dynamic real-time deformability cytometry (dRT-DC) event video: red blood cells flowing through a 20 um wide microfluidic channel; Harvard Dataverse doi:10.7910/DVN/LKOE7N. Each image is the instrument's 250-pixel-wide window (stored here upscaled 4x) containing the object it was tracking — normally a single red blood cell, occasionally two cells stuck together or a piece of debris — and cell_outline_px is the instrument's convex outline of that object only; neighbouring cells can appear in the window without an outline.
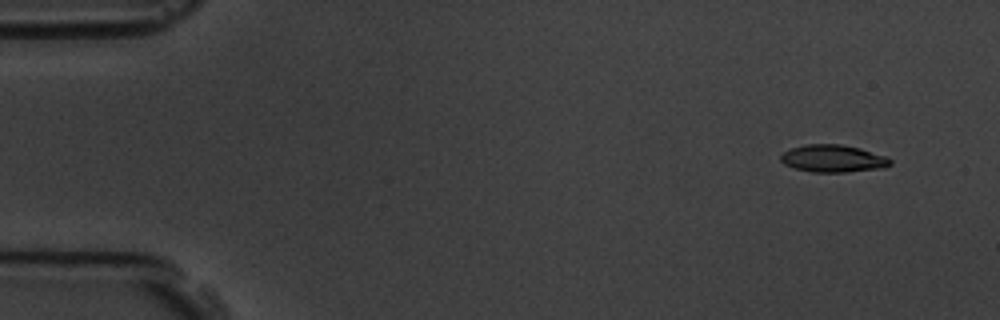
{"species": "common noctule bat (a hibernating species)", "species_latin": "Nyctalus noctula", "temperature_condition": "room temperature", "stored_images_in_passage": 5, "camera_frame_rate_fps": 3000, "um_per_image_px": 0.085, "animal": {"sex": "male", "body_mass_g": 19.5, "forearm_length_mm": 54.6}, "frame": {"image": 1, "passage_image": 1, "time_ms": 0.0, "image_size_px": [1000, 320], "cell_outline_px": [[892, 164], [884, 168], [844, 172], [812, 172], [796, 168], [784, 164], [780, 160], [780, 156], [784, 152], [792, 148], [804, 144], [840, 144], [860, 148], [888, 156], [892, 160]], "centroid_in_image_um": [70.85, 13.47], "position_along_channel_um": 14.1, "area_um2": 17.57}}
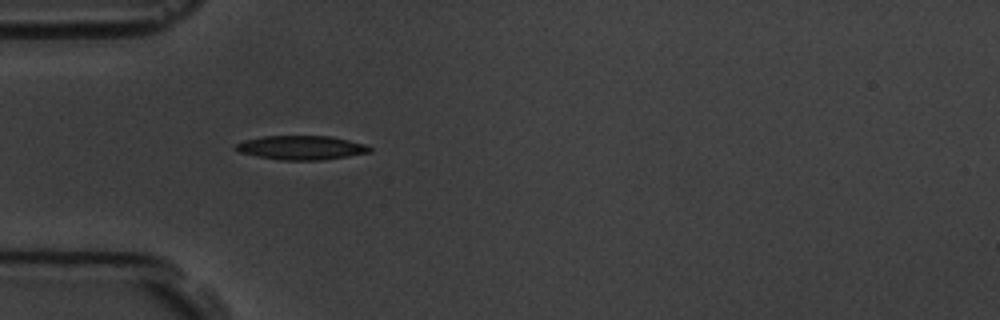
{"frame": {"image": 2, "passage_image": 5, "time_ms": 4.333, "image_size_px": [1000, 320], "cell_outline_px": [[372, 152], [324, 160], [280, 160], [256, 156], [240, 152], [236, 148], [236, 144], [244, 140], [264, 136], [332, 136], [364, 144], [372, 148]], "centroid_in_image_um": [25.64, 12.55], "position_along_channel_um": 59.4, "area_um2": 18.73}}